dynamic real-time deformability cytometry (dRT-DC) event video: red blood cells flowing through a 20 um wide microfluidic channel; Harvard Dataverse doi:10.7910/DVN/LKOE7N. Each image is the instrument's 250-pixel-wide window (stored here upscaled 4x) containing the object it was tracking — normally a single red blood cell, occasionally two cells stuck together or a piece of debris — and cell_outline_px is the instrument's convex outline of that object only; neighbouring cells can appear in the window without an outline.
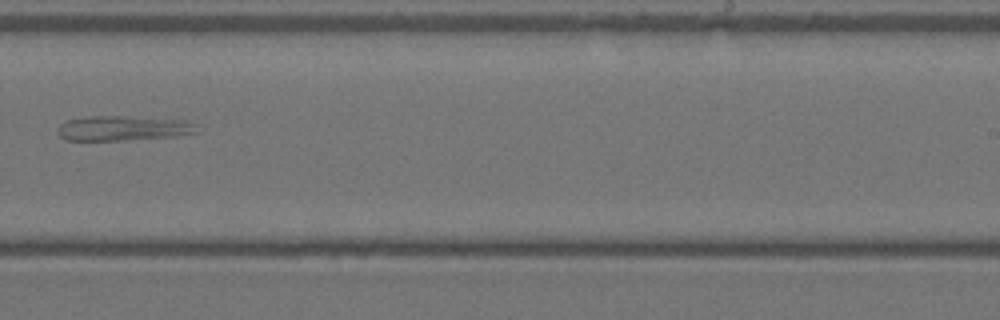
{"species": "Egyptian fruit bat (a non-hibernating species)", "species_latin": "Rousettus aegyptiacus", "temperature_condition": "warm", "stored_images_in_passage": 24, "camera_frame_rate_fps": 3000, "um_per_image_px": 0.085, "animal": {"sex": "female"}, "frame": {"image": 1, "passage_image": 13, "time_ms": 4.0, "image_size_px": [1000, 320], "cell_outline_px": [[196, 132], [176, 136], [124, 140], [64, 140], [56, 132], [60, 124], [64, 120], [88, 116], [120, 116], [184, 120], [196, 124]], "centroid_in_image_um": [10.39, 10.9], "position_along_channel_um": 278.6, "area_um2": 20.11}}
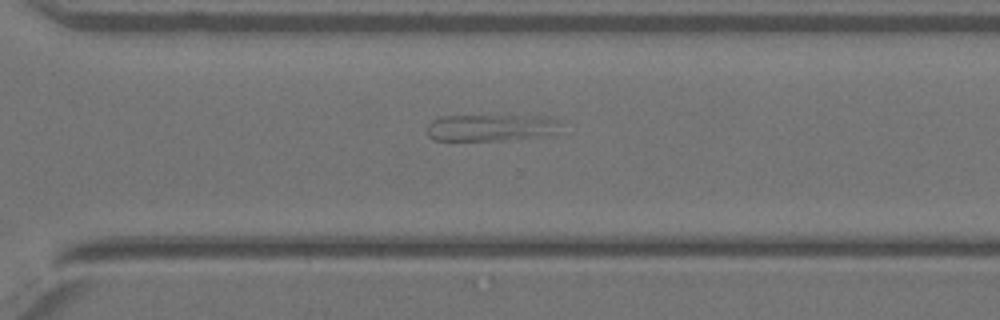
{"frame": {"image": 2, "passage_image": 16, "time_ms": 5.0, "image_size_px": [1000, 320], "cell_outline_px": [[560, 120], [540, 132], [528, 136], [492, 140], [436, 140], [428, 136], [428, 124], [432, 120], [440, 116], [548, 116]], "centroid_in_image_um": [41.4, 10.81], "position_along_channel_um": 329.2, "area_um2": 19.25}}
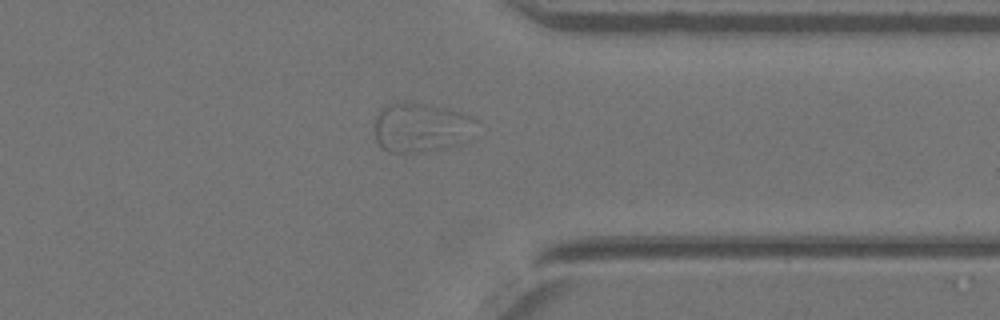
{"frame": {"image": 3, "passage_image": 19, "time_ms": 6.0, "image_size_px": [1000, 320], "cell_outline_px": [[480, 120], [440, 148], [400, 152], [388, 152], [376, 140], [376, 116], [380, 108], [388, 104], [408, 100], [448, 108], [472, 116]], "centroid_in_image_um": [35.6, 10.72], "position_along_channel_um": 375.8, "area_um2": 27.51}}